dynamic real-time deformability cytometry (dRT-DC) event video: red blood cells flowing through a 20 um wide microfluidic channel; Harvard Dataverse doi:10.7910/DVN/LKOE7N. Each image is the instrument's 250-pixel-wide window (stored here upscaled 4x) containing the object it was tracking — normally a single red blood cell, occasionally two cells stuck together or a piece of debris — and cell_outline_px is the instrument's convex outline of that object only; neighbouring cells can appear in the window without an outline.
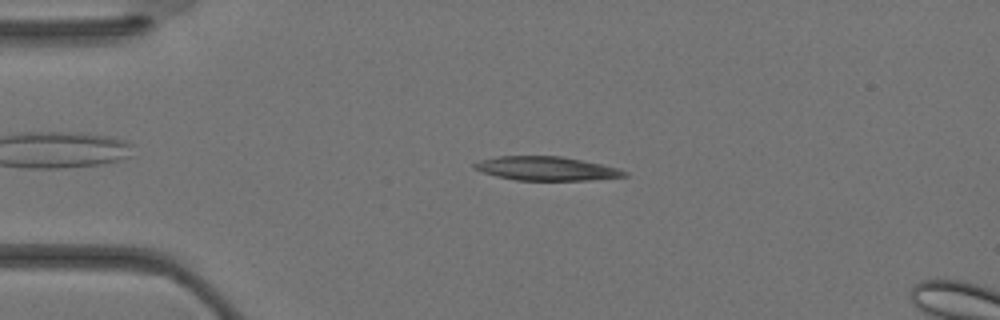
{"species": "Egyptian fruit bat (a non-hibernating species)", "species_latin": "Rousettus aegyptiacus", "temperature_condition": "warm", "stored_images_in_passage": 10, "camera_frame_rate_fps": 3000, "um_per_image_px": 0.085, "animal": {"sex": "female"}, "frame": {"image": 1, "passage_image": 7, "time_ms": 2.0, "image_size_px": [1000, 320], "cell_outline_px": [[628, 176], [592, 180], [516, 180], [496, 176], [480, 172], [472, 168], [472, 164], [476, 160], [496, 156], [560, 156], [620, 168], [628, 172]], "centroid_in_image_um": [46.38, 14.32], "position_along_channel_um": 38.6, "area_um2": 21.1}}